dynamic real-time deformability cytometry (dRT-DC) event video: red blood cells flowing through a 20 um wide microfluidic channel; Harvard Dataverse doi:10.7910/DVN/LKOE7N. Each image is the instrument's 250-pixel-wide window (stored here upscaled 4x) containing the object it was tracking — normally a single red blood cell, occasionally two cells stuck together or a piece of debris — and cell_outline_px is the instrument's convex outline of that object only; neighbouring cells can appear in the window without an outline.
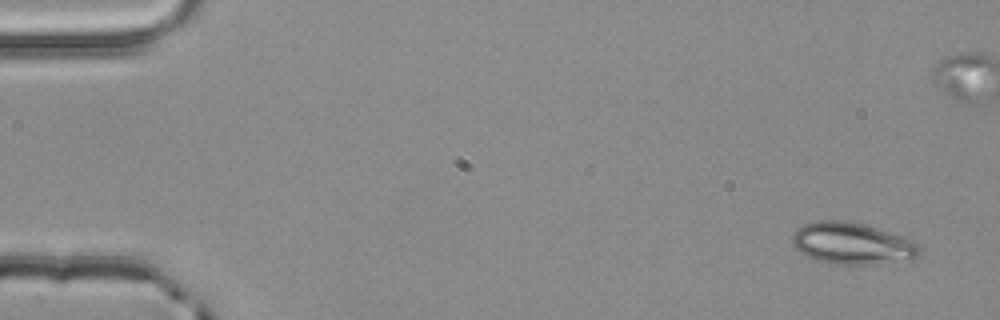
{"species": "common noctule bat (a hibernating species)", "species_latin": "Nyctalus noctula", "temperature_condition": "room temperature", "stored_images_in_passage": 3, "camera_frame_rate_fps": 3000, "um_per_image_px": 0.085, "animal": {"sex": "male", "body_mass_g": 20.4}, "frame": {"image": 1, "passage_image": 1, "time_ms": 0.0, "image_size_px": [1000, 320], "cell_outline_px": [[920, 256], [912, 260], [872, 264], [828, 264], [808, 256], [800, 252], [792, 244], [792, 232], [796, 228], [804, 224], [816, 220], [844, 220], [864, 224], [900, 236], [916, 244], [920, 248]], "centroid_in_image_um": [72.39, 20.7], "position_along_channel_um": 12.6, "area_um2": 30.92}}